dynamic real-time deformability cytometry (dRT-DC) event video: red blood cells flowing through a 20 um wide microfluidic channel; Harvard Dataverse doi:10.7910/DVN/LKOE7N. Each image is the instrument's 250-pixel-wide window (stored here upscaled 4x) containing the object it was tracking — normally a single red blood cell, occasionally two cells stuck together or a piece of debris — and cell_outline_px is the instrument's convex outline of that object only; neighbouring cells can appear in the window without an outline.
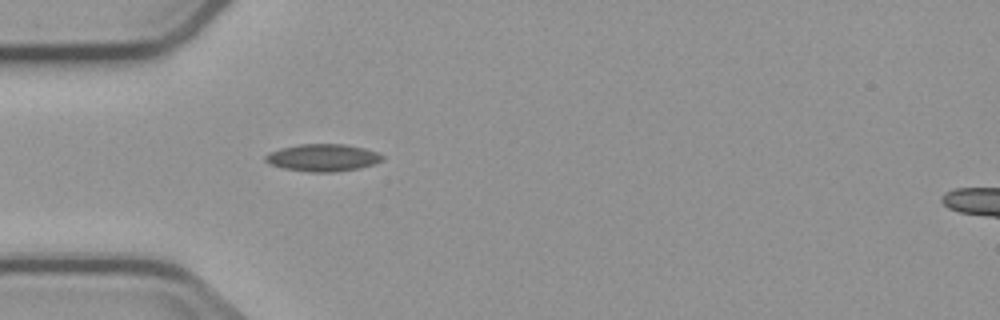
{"species": "common noctule bat (a hibernating species)", "species_latin": "Nyctalus noctula", "temperature_condition": "cold", "stored_images_in_passage": 1, "camera_frame_rate_fps": 3000, "um_per_image_px": 0.085, "animal": {"sex": "male", "body_mass_g": 23.1, "forearm_length_mm": 52.7}, "frame": {"image": 1, "passage_image": 1, "time_ms": 0.0, "image_size_px": [1000, 320], "cell_outline_px": [[384, 160], [376, 164], [360, 168], [332, 172], [308, 172], [284, 168], [268, 164], [264, 160], [264, 156], [268, 152], [280, 148], [300, 144], [344, 144], [364, 148], [376, 152], [384, 156]], "centroid_in_image_um": [27.43, 13.4], "position_along_channel_um": 57.6, "area_um2": 18.79}}